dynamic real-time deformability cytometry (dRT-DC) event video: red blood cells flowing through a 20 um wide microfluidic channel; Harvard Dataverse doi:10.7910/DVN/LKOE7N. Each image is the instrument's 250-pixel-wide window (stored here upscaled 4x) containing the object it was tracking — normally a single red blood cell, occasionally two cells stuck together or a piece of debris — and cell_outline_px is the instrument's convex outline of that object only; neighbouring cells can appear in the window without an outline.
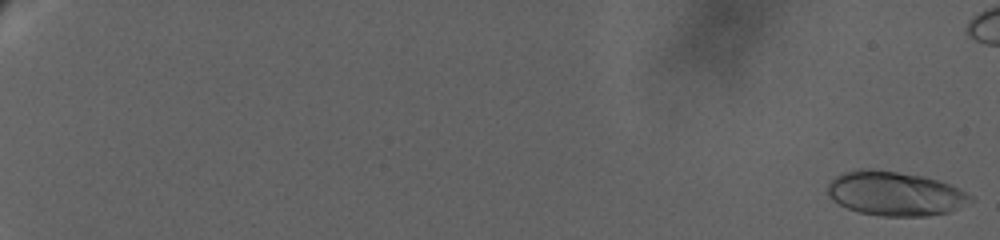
{"species": "human", "species_latin": "Homo sapiens", "temperature_condition": "warm", "stored_images_in_passage": 17, "camera_frame_rate_fps": 3000, "um_per_image_px": 0.085, "donor": {"sex": "female"}, "frame": {"image": 1, "passage_image": 1, "time_ms": 0.0, "image_size_px": [1000, 240], "cell_outline_px": [[976, 200], [948, 212], [928, 216], [880, 216], [860, 212], [848, 208], [832, 200], [828, 192], [828, 184], [836, 176], [844, 172], [860, 168], [864, 168], [896, 172], [924, 176], [948, 184], [972, 196]], "centroid_in_image_um": [76.07, 16.46], "position_along_channel_um": 8.9, "area_um2": 36.53}}